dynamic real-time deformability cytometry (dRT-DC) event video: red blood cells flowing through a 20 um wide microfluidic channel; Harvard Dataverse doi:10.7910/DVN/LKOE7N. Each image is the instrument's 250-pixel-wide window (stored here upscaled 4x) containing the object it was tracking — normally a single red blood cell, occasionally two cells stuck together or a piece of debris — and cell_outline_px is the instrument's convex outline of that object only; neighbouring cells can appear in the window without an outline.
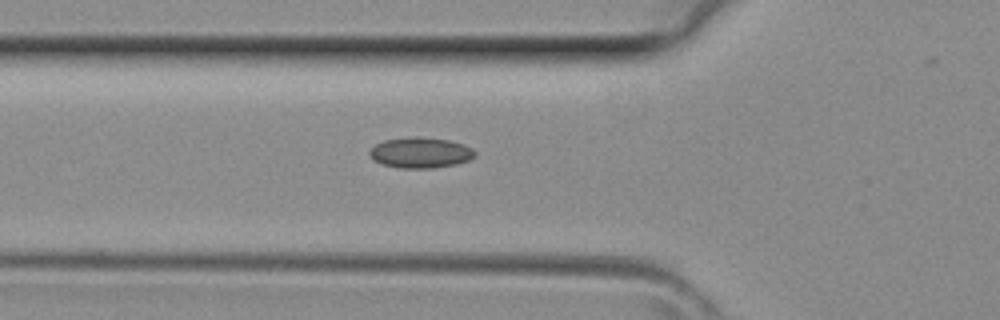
{"species": "common noctule bat (a hibernating species)", "species_latin": "Nyctalus noctula", "temperature_condition": "room temperature", "stored_images_in_passage": 3, "camera_frame_rate_fps": 3000, "um_per_image_px": 0.085, "animal": {"sex": "female", "body_mass_g": 29.2, "forearm_length_mm": 56.3}, "frame": {"image": 1, "passage_image": 3, "time_ms": 0.667, "image_size_px": [1000, 320], "cell_outline_px": [[476, 156], [468, 160], [456, 164], [432, 168], [400, 168], [380, 164], [372, 160], [368, 156], [368, 152], [376, 144], [384, 140], [448, 140], [464, 144], [472, 148], [476, 152]], "centroid_in_image_um": [35.73, 13.04], "position_along_channel_um": 90.1, "area_um2": 18.03}}